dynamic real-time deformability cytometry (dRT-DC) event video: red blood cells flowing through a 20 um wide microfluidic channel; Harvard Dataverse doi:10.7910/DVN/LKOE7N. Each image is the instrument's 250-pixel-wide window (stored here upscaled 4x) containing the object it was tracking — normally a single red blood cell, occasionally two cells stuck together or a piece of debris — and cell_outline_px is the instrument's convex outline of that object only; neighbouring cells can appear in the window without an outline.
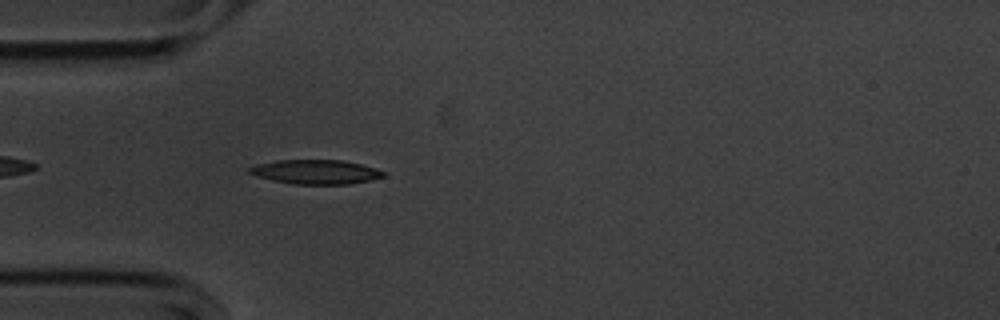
{"species": "common noctule bat (a hibernating species)", "species_latin": "Nyctalus noctula", "temperature_condition": "cold", "stored_images_in_passage": 28, "camera_frame_rate_fps": 3000, "um_per_image_px": 0.085, "animal": {"sex": "male", "body_mass_g": 20.1, "forearm_length_mm": 53.5}, "frame": {"image": 1, "passage_image": 4, "time_ms": 1.0, "image_size_px": [1000, 320], "cell_outline_px": [[384, 176], [368, 180], [348, 184], [292, 184], [272, 180], [256, 176], [248, 172], [248, 168], [256, 164], [276, 160], [344, 160], [376, 168], [384, 172]], "centroid_in_image_um": [26.79, 14.6], "position_along_channel_um": 58.2, "area_um2": 18.9}}
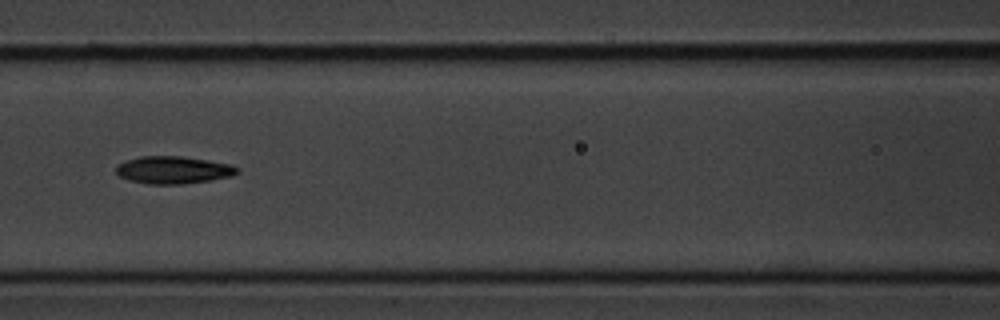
{"frame": {"image": 2, "passage_image": 12, "time_ms": 3.667, "image_size_px": [1000, 320], "cell_outline_px": [[240, 172], [232, 176], [208, 180], [180, 184], [148, 184], [128, 180], [120, 176], [116, 172], [116, 164], [140, 156], [180, 156], [208, 160], [232, 164], [240, 168]], "centroid_in_image_um": [14.74, 14.44], "position_along_channel_um": 151.9, "area_um2": 19.42}}
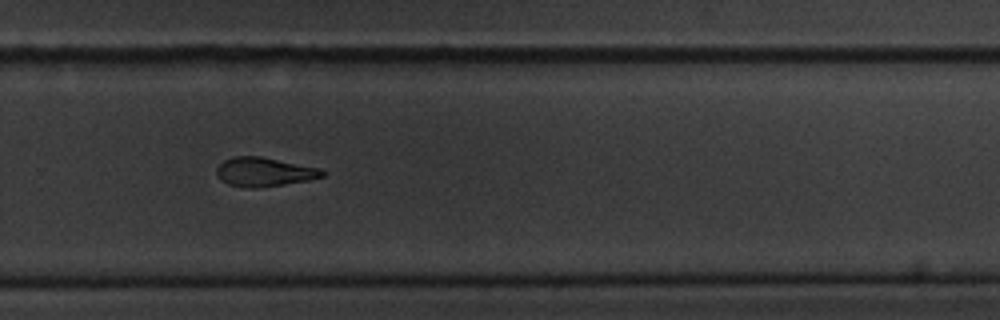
{"frame": {"image": 3, "passage_image": 25, "time_ms": 8.0, "image_size_px": [1000, 320], "cell_outline_px": [[324, 176], [308, 180], [284, 184], [256, 188], [244, 188], [228, 184], [220, 180], [216, 172], [216, 168], [224, 160], [232, 156], [260, 156], [320, 168], [324, 172]], "centroid_in_image_um": [22.42, 14.61], "position_along_channel_um": 307.4, "area_um2": 17.86}}